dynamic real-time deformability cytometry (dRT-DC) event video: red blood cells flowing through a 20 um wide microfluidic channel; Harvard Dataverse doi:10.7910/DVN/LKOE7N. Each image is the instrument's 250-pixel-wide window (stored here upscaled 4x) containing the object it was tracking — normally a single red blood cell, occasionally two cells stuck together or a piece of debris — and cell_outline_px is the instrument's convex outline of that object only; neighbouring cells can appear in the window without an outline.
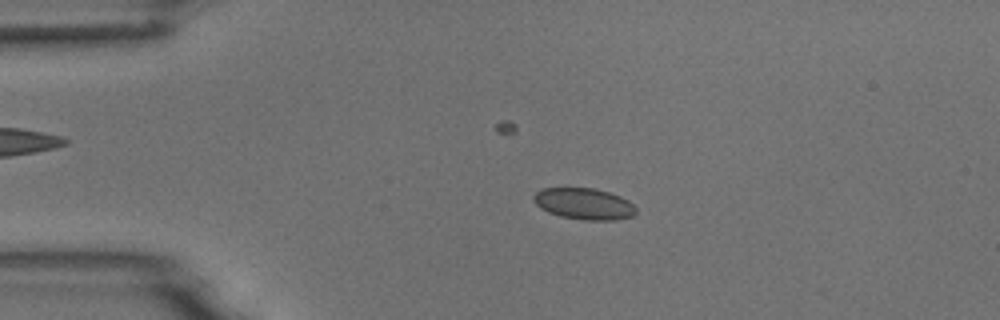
{"species": "common noctule bat (a hibernating species)", "species_latin": "Nyctalus noctula", "temperature_condition": "room temperature", "stored_images_in_passage": 27, "camera_frame_rate_fps": 3000, "um_per_image_px": 0.085, "animal": {"sex": "male", "body_mass_g": 18.8}, "frame": {"image": 1, "passage_image": 12, "time_ms": 3.667, "image_size_px": [1000, 320], "cell_outline_px": [[636, 212], [632, 216], [616, 220], [584, 220], [560, 216], [548, 212], [540, 208], [532, 200], [532, 196], [536, 192], [544, 188], [592, 188], [608, 192], [620, 196], [628, 200], [636, 208]], "centroid_in_image_um": [49.62, 17.32], "position_along_channel_um": 35.4, "area_um2": 18.73}}